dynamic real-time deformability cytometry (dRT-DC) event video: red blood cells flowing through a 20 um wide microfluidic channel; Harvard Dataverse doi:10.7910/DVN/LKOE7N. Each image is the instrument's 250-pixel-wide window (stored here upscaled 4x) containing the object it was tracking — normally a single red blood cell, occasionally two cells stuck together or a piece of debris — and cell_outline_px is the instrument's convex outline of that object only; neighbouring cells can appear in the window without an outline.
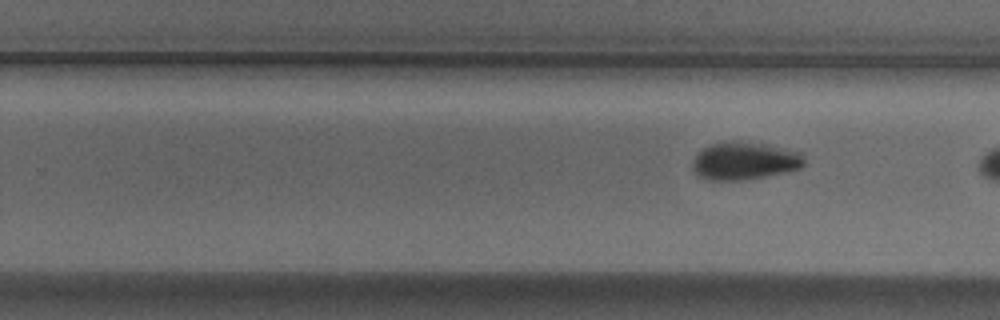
{"species": "Egyptian fruit bat (a non-hibernating species)", "species_latin": "Rousettus aegyptiacus", "temperature_condition": "cold", "stored_images_in_passage": 11, "camera_frame_rate_fps": 3000, "um_per_image_px": 0.085, "animal": {"sex": "male"}, "frame": {"image": 1, "passage_image": 11, "time_ms": 3.333, "image_size_px": [1000, 320], "cell_outline_px": [[804, 164], [800, 168], [788, 172], [744, 180], [708, 180], [700, 176], [692, 168], [692, 160], [708, 144], [724, 140], [736, 140], [764, 144], [800, 152], [804, 156]], "centroid_in_image_um": [63.27, 13.66], "position_along_channel_um": 266.5, "area_um2": 24.74}}